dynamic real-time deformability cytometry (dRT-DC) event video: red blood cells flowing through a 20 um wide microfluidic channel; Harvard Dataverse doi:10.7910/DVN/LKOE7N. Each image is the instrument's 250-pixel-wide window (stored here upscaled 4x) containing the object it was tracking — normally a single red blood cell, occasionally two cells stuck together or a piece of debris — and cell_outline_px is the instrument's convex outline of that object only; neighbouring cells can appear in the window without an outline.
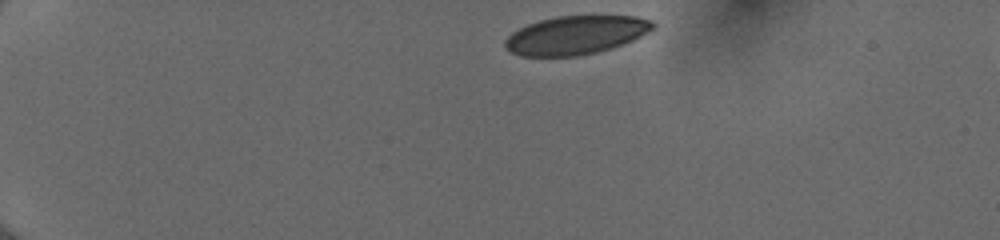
{"species": "human", "species_latin": "Homo sapiens", "temperature_condition": "cold", "stored_images_in_passage": 42, "camera_frame_rate_fps": 3000, "um_per_image_px": 0.085, "donor": {"sex": "female"}, "frame": {"image": 1, "passage_image": 1, "time_ms": 0.0, "image_size_px": [1000, 240], "cell_outline_px": [[656, 28], [632, 40], [612, 48], [596, 52], [576, 56], [520, 56], [504, 48], [504, 40], [512, 32], [528, 24], [540, 20], [556, 16], [636, 16], [652, 20], [656, 24]], "centroid_in_image_um": [48.95, 2.98], "position_along_channel_um": 36.1, "area_um2": 33.23}}
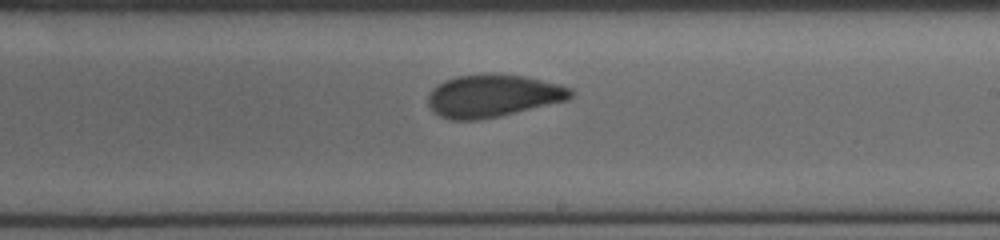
{"frame": {"image": 2, "passage_image": 23, "time_ms": 7.333, "image_size_px": [1000, 240], "cell_outline_px": [[576, 92], [568, 100], [500, 116], [480, 120], [452, 120], [440, 116], [432, 112], [428, 104], [428, 96], [432, 88], [436, 84], [444, 80], [456, 76], [524, 76], [560, 84], [572, 88]], "centroid_in_image_um": [41.9, 8.18], "position_along_channel_um": 247.1, "area_um2": 35.03}}
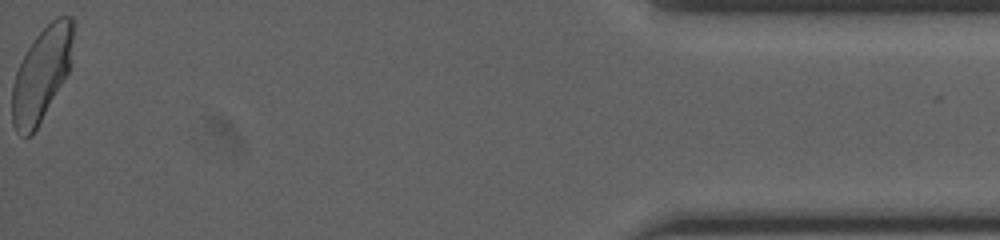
{"frame": {"image": 3, "passage_image": 42, "time_ms": 13.667, "image_size_px": [1000, 240], "cell_outline_px": [[72, 40], [68, 72], [32, 136], [20, 136], [16, 132], [12, 124], [12, 84], [16, 72], [28, 48], [36, 36], [56, 16], [72, 16]], "centroid_in_image_um": [3.49, 6.35], "position_along_channel_um": 431.7, "area_um2": 32.54}, "authors_computed_cell_mechanics": {"area_um2": 35.2291, "velocity_mm_per_s": 4.031, "shape_relaxation_time_tau1_ms": 3.7251, "shape_relaxation_time_tau2_ms": 1.0342, "deformation_change_tau1": 0.1218, "deformation_change_tau2": 0.0499}}